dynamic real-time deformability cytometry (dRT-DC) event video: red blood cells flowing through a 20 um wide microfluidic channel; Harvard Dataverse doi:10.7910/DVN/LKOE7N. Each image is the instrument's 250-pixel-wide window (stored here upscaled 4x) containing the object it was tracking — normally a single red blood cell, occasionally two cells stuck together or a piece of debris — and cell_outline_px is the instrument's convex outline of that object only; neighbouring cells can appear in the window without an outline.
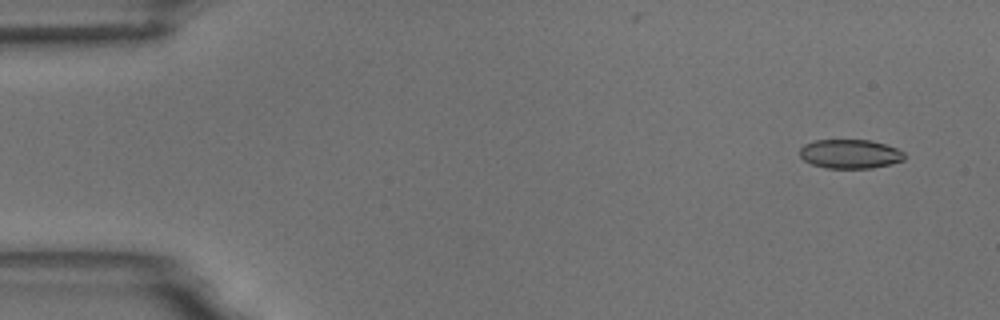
{"species": "common noctule bat (a hibernating species)", "species_latin": "Nyctalus noctula", "temperature_condition": "room temperature", "stored_images_in_passage": 6, "camera_frame_rate_fps": 3000, "um_per_image_px": 0.085, "animal": {"sex": "male", "body_mass_g": 18.8}, "frame": {"image": 1, "passage_image": 2, "time_ms": 1.0, "image_size_px": [1000, 320], "cell_outline_px": [[904, 160], [872, 168], [828, 168], [812, 164], [804, 160], [800, 156], [800, 148], [804, 144], [816, 140], [872, 140], [896, 148], [904, 152]], "centroid_in_image_um": [72.24, 13.08], "position_along_channel_um": 12.8, "area_um2": 17.63}}
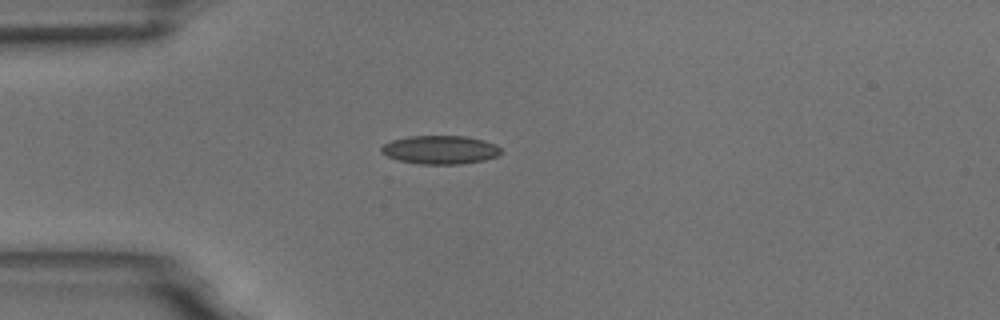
{"frame": {"image": 2, "passage_image": 5, "time_ms": 4.667, "image_size_px": [1000, 320], "cell_outline_px": [[500, 152], [496, 156], [484, 160], [460, 164], [420, 164], [400, 160], [388, 156], [380, 152], [380, 148], [384, 144], [392, 140], [408, 136], [464, 136], [484, 140], [496, 144], [500, 148]], "centroid_in_image_um": [37.41, 12.72], "position_along_channel_um": 47.6, "area_um2": 19.77}}